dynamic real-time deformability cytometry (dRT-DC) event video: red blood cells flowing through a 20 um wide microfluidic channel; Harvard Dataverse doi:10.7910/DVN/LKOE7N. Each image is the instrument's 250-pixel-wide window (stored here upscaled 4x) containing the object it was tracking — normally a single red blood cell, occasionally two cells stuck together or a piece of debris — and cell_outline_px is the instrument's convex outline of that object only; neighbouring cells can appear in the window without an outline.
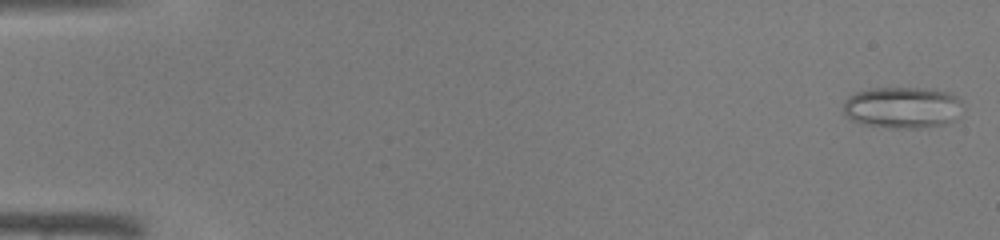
{"species": "common noctule bat (a hibernating species)", "species_latin": "Nyctalus noctula", "temperature_condition": "warm", "stored_images_in_passage": 22, "camera_frame_rate_fps": 3000, "um_per_image_px": 0.085, "animal": {"sex": "male", "body_mass_g": 19.0, "forearm_length_mm": 50.8}, "frame": {"image": 1, "passage_image": 1, "time_ms": 0.0, "image_size_px": [1000, 240], "cell_outline_px": [[960, 100], [956, 120], [944, 124], [920, 128], [896, 128], [864, 124], [852, 120], [844, 112], [844, 104], [848, 96], [856, 92], [872, 88], [932, 88], [948, 92], [956, 96]], "centroid_in_image_um": [76.7, 9.13], "position_along_channel_um": 8.3, "area_um2": 28.67}}
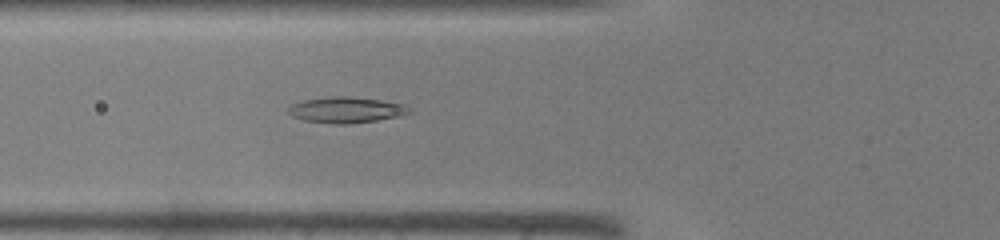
{"frame": {"image": 2, "passage_image": 17, "time_ms": 5.333, "image_size_px": [1000, 240], "cell_outline_px": [[412, 112], [400, 116], [376, 120], [348, 124], [332, 124], [304, 120], [292, 116], [288, 112], [288, 108], [292, 104], [304, 100], [332, 96], [348, 96], [380, 100], [404, 104]], "centroid_in_image_um": [29.41, 9.34], "position_along_channel_um": 96.4, "area_um2": 18.15}}
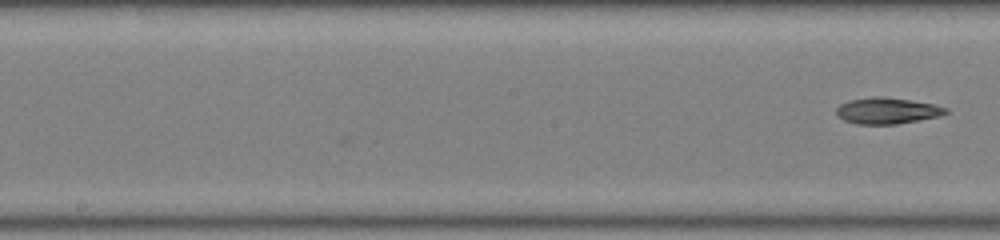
{"frame": {"image": 3, "passage_image": 22, "time_ms": 7.0, "image_size_px": [1000, 240], "cell_outline_px": [[948, 112], [940, 116], [896, 124], [856, 124], [844, 120], [836, 112], [836, 108], [840, 104], [848, 100], [872, 96], [876, 96], [908, 100], [932, 104], [948, 108]], "centroid_in_image_um": [75.38, 9.41], "position_along_channel_um": 172.8, "area_um2": 16.53}}